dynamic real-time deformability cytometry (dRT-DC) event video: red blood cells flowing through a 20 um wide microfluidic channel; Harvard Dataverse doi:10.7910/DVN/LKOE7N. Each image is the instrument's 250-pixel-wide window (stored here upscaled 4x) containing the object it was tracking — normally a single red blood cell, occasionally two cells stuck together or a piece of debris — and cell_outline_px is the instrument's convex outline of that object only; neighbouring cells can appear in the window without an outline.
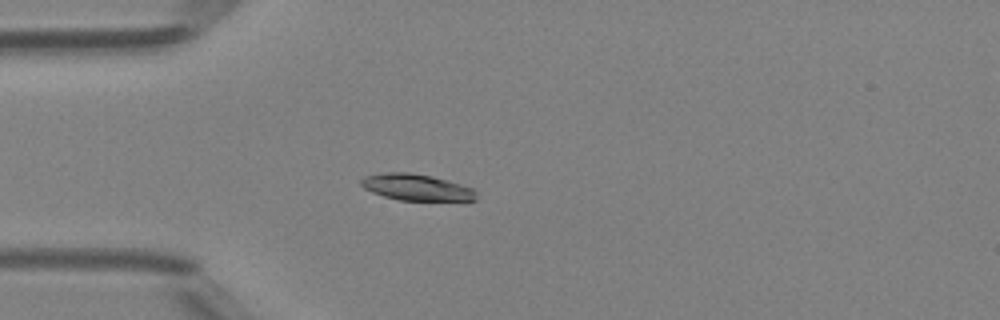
{"species": "Egyptian fruit bat (a non-hibernating species)", "species_latin": "Rousettus aegyptiacus", "temperature_condition": "room temperature", "stored_images_in_passage": 36, "camera_frame_rate_fps": 3000, "um_per_image_px": 0.085, "animal": {"sex": "female"}, "frame": {"image": 1, "passage_image": 1, "time_ms": 0.0, "image_size_px": [1000, 320], "cell_outline_px": [[476, 200], [400, 200], [384, 196], [372, 192], [364, 188], [360, 184], [360, 180], [364, 176], [384, 172], [408, 172], [432, 176], [476, 188]], "centroid_in_image_um": [35.4, 15.91], "position_along_channel_um": 49.6, "area_um2": 17.74}}
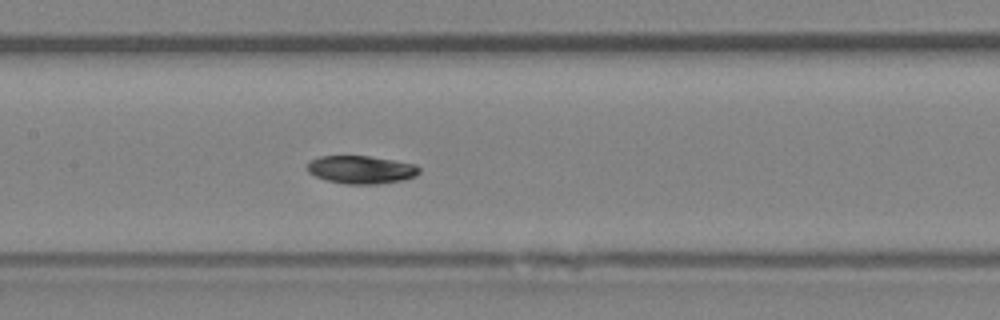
{"frame": {"image": 2, "passage_image": 11, "time_ms": 3.333, "image_size_px": [1000, 320], "cell_outline_px": [[420, 172], [416, 176], [404, 180], [376, 184], [344, 184], [328, 180], [316, 176], [308, 172], [308, 164], [312, 160], [320, 156], [368, 156], [416, 164], [420, 168]], "centroid_in_image_um": [30.74, 14.42], "position_along_channel_um": 176.7, "area_um2": 18.15}}
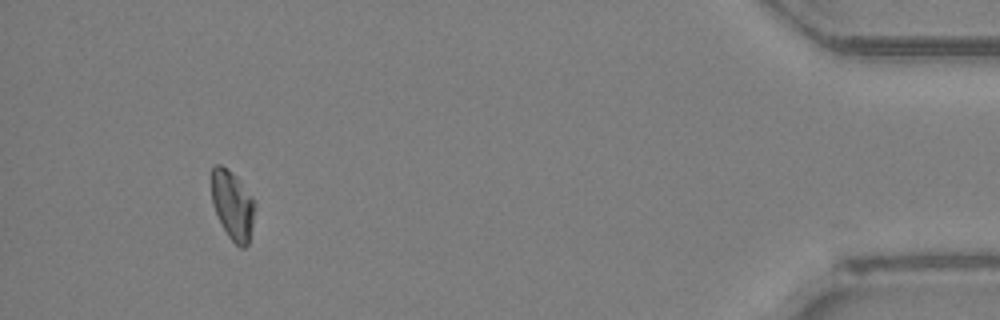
{"frame": {"image": 3, "passage_image": 33, "time_ms": 10.667, "image_size_px": [1000, 320], "cell_outline_px": [[252, 224], [248, 244], [244, 248], [240, 248], [228, 236], [212, 204], [212, 168], [216, 164], [220, 164], [232, 172], [236, 176], [252, 196]], "centroid_in_image_um": [19.74, 17.42], "position_along_channel_um": 415.5, "area_um2": 16.82}, "authors_computed_cell_mechanics": {"area_um2": 17.918, "velocity_mm_per_s": 4.1973, "shape_relaxation_time_tau1_ms": 5.012, "shape_relaxation_time_tau2_ms": null, "deformation_change_tau1": 0.1332, "deformation_change_tau2": null}}